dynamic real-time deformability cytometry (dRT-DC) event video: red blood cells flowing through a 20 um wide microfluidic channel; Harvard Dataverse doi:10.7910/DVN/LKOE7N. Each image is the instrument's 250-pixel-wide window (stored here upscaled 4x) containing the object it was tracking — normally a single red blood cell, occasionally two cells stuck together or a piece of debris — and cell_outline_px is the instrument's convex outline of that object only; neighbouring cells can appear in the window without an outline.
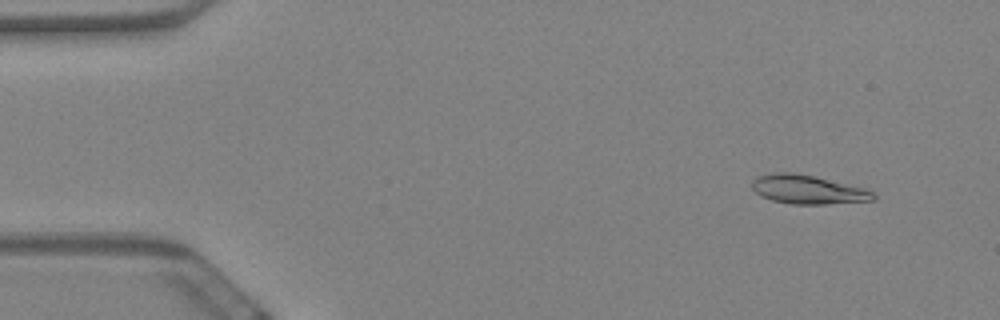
{"species": "Egyptian fruit bat (a non-hibernating species)", "species_latin": "Rousettus aegyptiacus", "temperature_condition": "warm", "stored_images_in_passage": 59, "camera_frame_rate_fps": 3000, "um_per_image_px": 0.085, "animal": {"sex": "female"}, "frame": {"image": 1, "passage_image": 5, "time_ms": 1.333, "image_size_px": [1000, 320], "cell_outline_px": [[876, 200], [824, 204], [792, 204], [772, 200], [760, 196], [752, 188], [752, 180], [756, 176], [772, 172], [792, 172], [812, 176], [864, 188], [872, 192], [876, 196]], "centroid_in_image_um": [68.62, 16.11], "position_along_channel_um": 16.4, "area_um2": 20.29}}
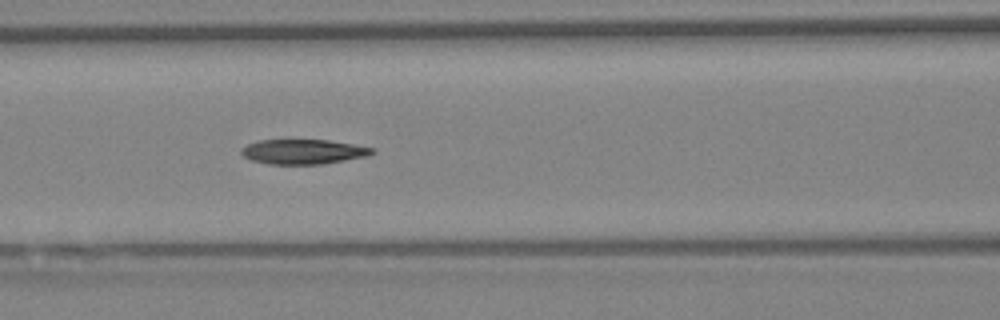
{"frame": {"image": 2, "passage_image": 25, "time_ms": 8.0, "image_size_px": [1000, 320], "cell_outline_px": [[376, 152], [368, 156], [324, 164], [268, 164], [252, 160], [244, 156], [240, 152], [240, 148], [248, 144], [260, 140], [328, 140], [376, 148]], "centroid_in_image_um": [25.81, 12.9], "position_along_channel_um": 140.8, "area_um2": 18.96}}
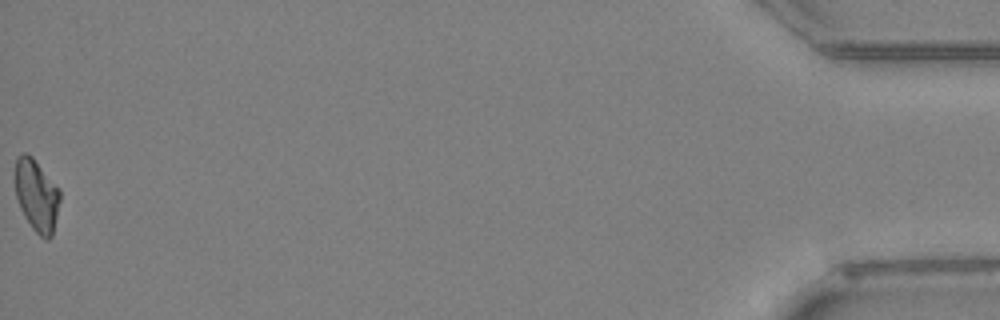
{"frame": {"image": 3, "passage_image": 59, "time_ms": 19.333, "image_size_px": [1000, 320], "cell_outline_px": [[60, 200], [52, 236], [48, 240], [44, 240], [32, 228], [24, 216], [20, 208], [16, 196], [16, 156], [24, 152], [32, 156], [60, 188]], "centroid_in_image_um": [3.13, 16.61], "position_along_channel_um": 432.1, "area_um2": 18.9}, "authors_computed_cell_mechanics": {"area_um2": 19.5942, "velocity_mm_per_s": 3.466, "shape_relaxation_time_tau1_ms": null, "shape_relaxation_time_tau2_ms": 6.4563, "deformation_change_tau1": null, "deformation_change_tau2": 0.1293}}